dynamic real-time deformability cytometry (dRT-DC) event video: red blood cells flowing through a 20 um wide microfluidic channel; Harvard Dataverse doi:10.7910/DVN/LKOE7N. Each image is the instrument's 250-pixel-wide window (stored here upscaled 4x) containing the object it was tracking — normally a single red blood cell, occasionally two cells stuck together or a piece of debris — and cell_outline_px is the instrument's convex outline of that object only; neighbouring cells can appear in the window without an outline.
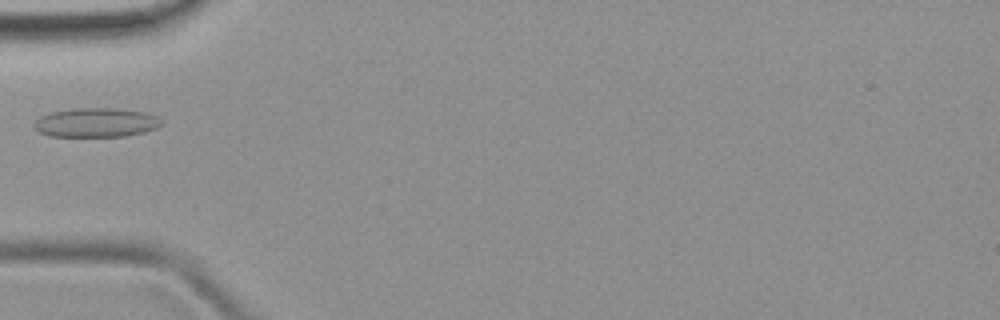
{"species": "common noctule bat (a hibernating species)", "species_latin": "Nyctalus noctula", "temperature_condition": "room temperature", "stored_images_in_passage": 6, "camera_frame_rate_fps": 3000, "um_per_image_px": 0.085, "animal": {"sex": "female", "body_mass_g": 19.9}, "frame": {"image": 1, "passage_image": 5, "time_ms": 4.667, "image_size_px": [1000, 320], "cell_outline_px": [[160, 124], [156, 128], [144, 132], [124, 136], [48, 136], [40, 132], [32, 124], [40, 116], [52, 112], [72, 108], [116, 108], [144, 112], [156, 116], [160, 120]], "centroid_in_image_um": [8.13, 10.41], "position_along_channel_um": 76.9, "area_um2": 21.5}}
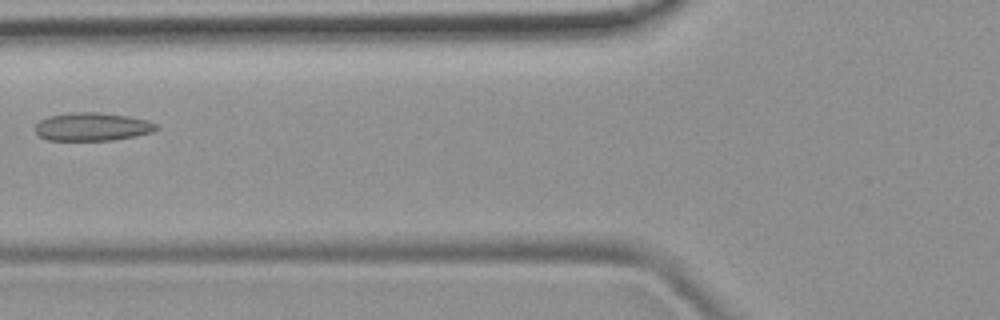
{"frame": {"image": 2, "passage_image": 6, "time_ms": 5.667, "image_size_px": [1000, 320], "cell_outline_px": [[160, 128], [152, 132], [136, 136], [112, 140], [48, 140], [40, 136], [36, 132], [36, 124], [40, 120], [48, 116], [72, 112], [96, 112], [128, 116], [148, 120], [156, 124]], "centroid_in_image_um": [7.86, 10.77], "position_along_channel_um": 117.9, "area_um2": 19.88}}